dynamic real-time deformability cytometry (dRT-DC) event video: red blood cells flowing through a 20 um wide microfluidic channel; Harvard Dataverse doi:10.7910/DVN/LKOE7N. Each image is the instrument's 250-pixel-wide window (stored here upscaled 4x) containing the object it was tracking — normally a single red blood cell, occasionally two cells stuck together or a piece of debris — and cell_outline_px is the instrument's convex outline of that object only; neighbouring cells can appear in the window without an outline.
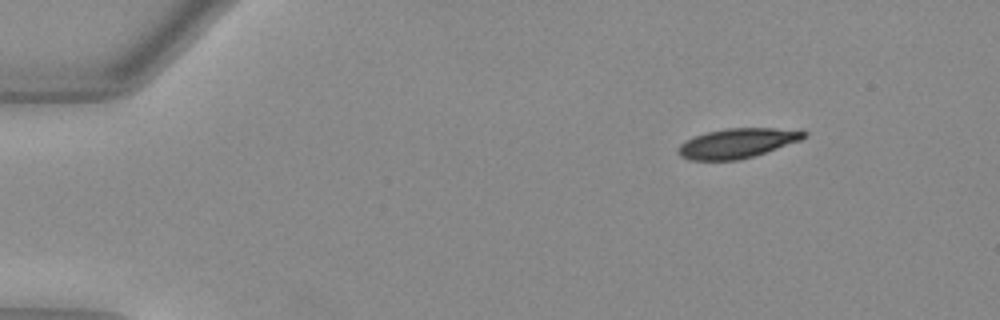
{"species": "Egyptian fruit bat (a non-hibernating species)", "species_latin": "Rousettus aegyptiacus", "temperature_condition": "warm", "stored_images_in_passage": 46, "camera_frame_rate_fps": 3000, "um_per_image_px": 0.085, "animal": {"sex": "female"}, "frame": {"image": 1, "passage_image": 1, "time_ms": 0.0, "image_size_px": [1000, 320], "cell_outline_px": [[808, 132], [800, 140], [752, 156], [736, 160], [692, 160], [680, 156], [680, 144], [696, 136], [708, 132], [724, 128], [772, 128]], "centroid_in_image_um": [62.64, 12.17], "position_along_channel_um": 22.4, "area_um2": 20.98}}
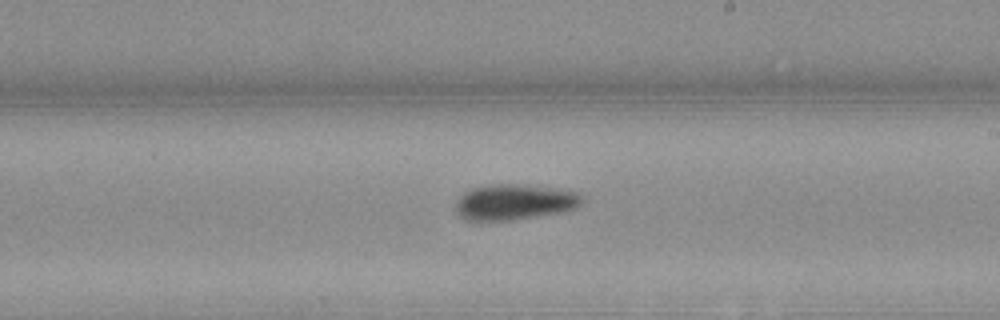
{"frame": {"image": 2, "passage_image": 25, "time_ms": 8.0, "image_size_px": [1000, 320], "cell_outline_px": [[580, 204], [576, 208], [560, 212], [512, 220], [468, 220], [460, 216], [456, 212], [456, 200], [464, 192], [472, 188], [488, 184], [520, 184], [556, 188], [576, 192], [580, 196]], "centroid_in_image_um": [43.68, 17.16], "position_along_channel_um": 245.3, "area_um2": 26.07}}
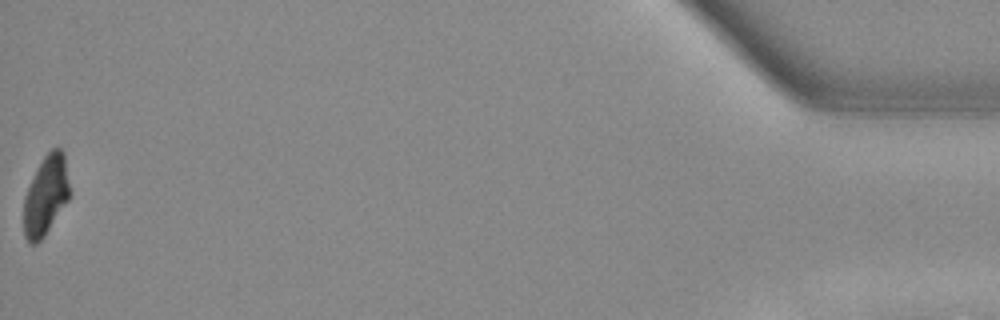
{"frame": {"image": 3, "passage_image": 46, "time_ms": 15.0, "image_size_px": [1000, 320], "cell_outline_px": [[72, 192], [68, 200], [44, 236], [36, 244], [32, 244], [24, 236], [24, 196], [44, 156], [52, 148], [60, 148], [64, 152]], "centroid_in_image_um": [3.93, 16.6], "position_along_channel_um": 431.3, "area_um2": 21.21}, "authors_computed_cell_mechanics": {"area_um2": 23.698, "velocity_mm_per_s": 3.9865, "shape_relaxation_time_tau1_ms": 4.5043, "shape_relaxation_time_tau2_ms": null, "deformation_change_tau1": 0.1751, "deformation_change_tau2": null}}